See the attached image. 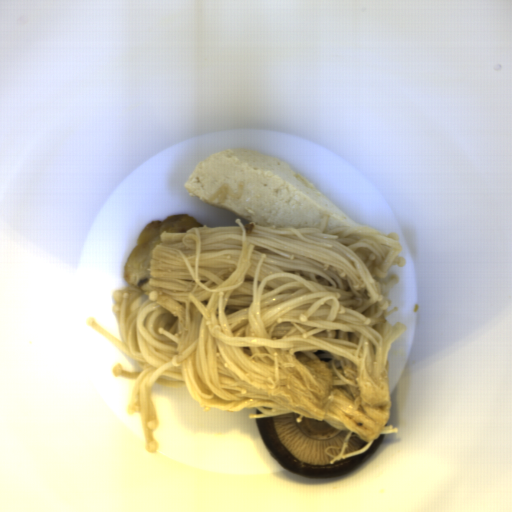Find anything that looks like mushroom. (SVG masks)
<instances>
[{
    "instance_id": "obj_1",
    "label": "mushroom",
    "mask_w": 512,
    "mask_h": 512,
    "mask_svg": "<svg viewBox=\"0 0 512 512\" xmlns=\"http://www.w3.org/2000/svg\"><path fill=\"white\" fill-rule=\"evenodd\" d=\"M290 413L270 418H256L257 430L273 458L290 473L304 478L323 480L341 476L363 465L378 449L385 434L373 441L361 455L330 461L327 447H341L348 432L330 426L325 420Z\"/></svg>"
},
{
    "instance_id": "obj_2",
    "label": "mushroom",
    "mask_w": 512,
    "mask_h": 512,
    "mask_svg": "<svg viewBox=\"0 0 512 512\" xmlns=\"http://www.w3.org/2000/svg\"><path fill=\"white\" fill-rule=\"evenodd\" d=\"M256 414H263V413L256 409Z\"/></svg>"
}]
</instances>
